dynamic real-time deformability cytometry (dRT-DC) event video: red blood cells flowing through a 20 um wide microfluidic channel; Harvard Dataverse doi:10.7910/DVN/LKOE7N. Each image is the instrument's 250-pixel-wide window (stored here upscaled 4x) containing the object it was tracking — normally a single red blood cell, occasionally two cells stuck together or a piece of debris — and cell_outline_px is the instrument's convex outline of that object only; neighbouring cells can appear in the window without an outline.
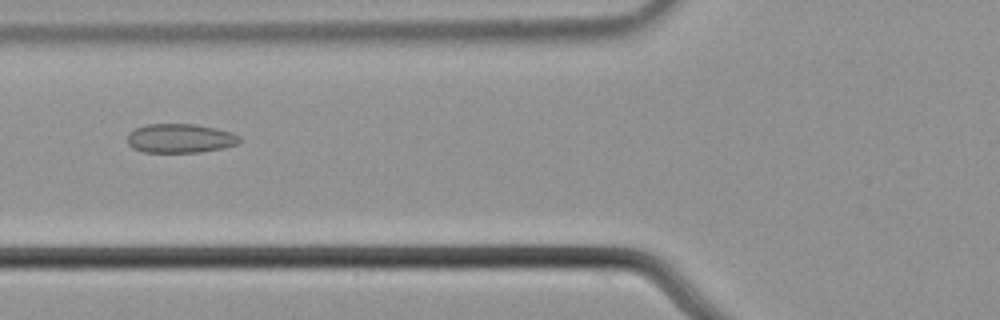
{"species": "common noctule bat (a hibernating species)", "species_latin": "Nyctalus noctula", "temperature_condition": "cold", "stored_images_in_passage": 56, "camera_frame_rate_fps": 3000, "um_per_image_px": 0.085, "animal": {"sex": "male", "body_mass_g": 21.5, "forearm_length_mm": 52.0}, "frame": {"image": 1, "passage_image": 22, "time_ms": 7.0, "image_size_px": [1000, 320], "cell_outline_px": [[240, 140], [236, 144], [224, 148], [200, 152], [144, 152], [132, 148], [128, 144], [128, 132], [144, 124], [196, 124], [216, 128], [232, 132], [240, 136]], "centroid_in_image_um": [15.3, 11.75], "position_along_channel_um": 110.5, "area_um2": 19.13}}
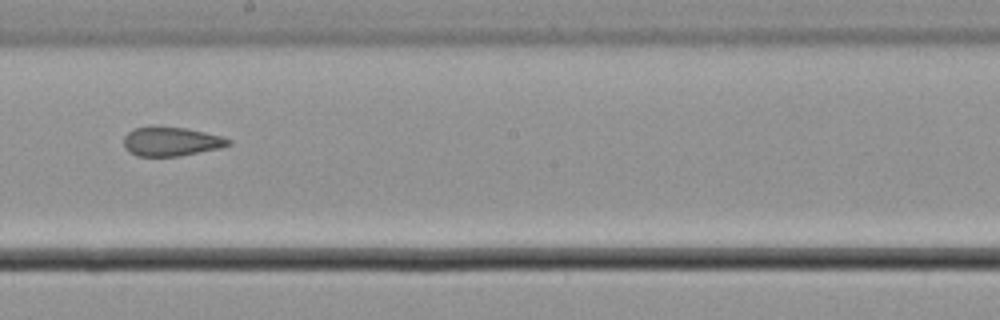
{"frame": {"image": 2, "passage_image": 32, "time_ms": 10.333, "image_size_px": [1000, 320], "cell_outline_px": [[232, 144], [220, 148], [180, 156], [136, 156], [128, 152], [124, 148], [124, 136], [128, 132], [136, 128], [152, 124], [188, 128], [220, 136], [232, 140]], "centroid_in_image_um": [14.52, 12.0], "position_along_channel_um": 233.7, "area_um2": 18.21}}
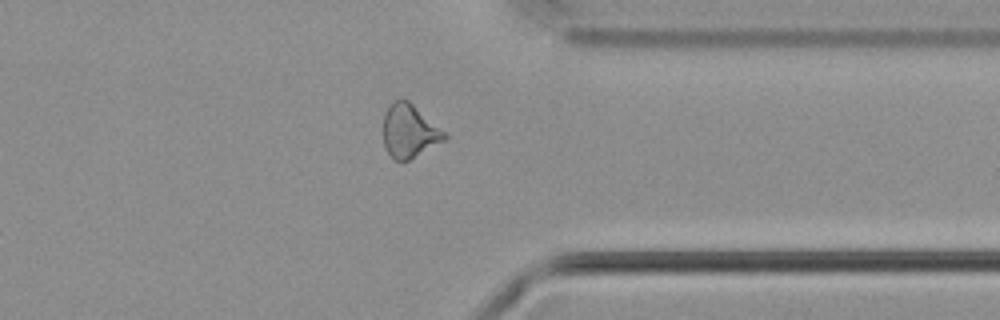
{"frame": {"image": 3, "passage_image": 44, "time_ms": 14.333, "image_size_px": [1000, 320], "cell_outline_px": [[448, 136], [444, 140], [408, 160], [392, 160], [384, 144], [384, 112], [396, 100], [408, 100], [444, 132]], "centroid_in_image_um": [34.76, 11.15], "position_along_channel_um": 376.6, "area_um2": 18.38}, "authors_computed_cell_mechanics": {"area_um2": 19.6231, "velocity_mm_per_s": 3.6861, "shape_relaxation_time_tau1_ms": null, "shape_relaxation_time_tau2_ms": 2.3889, "deformation_change_tau1": null, "deformation_change_tau2": 0.0893}}